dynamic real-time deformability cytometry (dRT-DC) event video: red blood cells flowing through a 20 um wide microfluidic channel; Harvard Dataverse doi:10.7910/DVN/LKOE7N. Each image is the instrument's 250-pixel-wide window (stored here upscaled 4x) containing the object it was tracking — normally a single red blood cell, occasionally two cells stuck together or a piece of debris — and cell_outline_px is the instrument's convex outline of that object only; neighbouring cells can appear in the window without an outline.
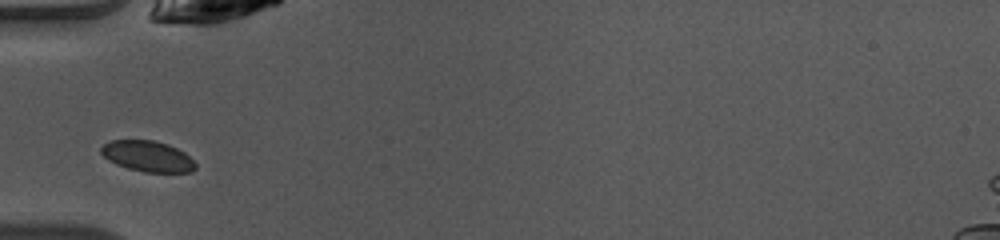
{"species": "common noctule bat (a hibernating species)", "species_latin": "Nyctalus noctula", "temperature_condition": "warm", "stored_images_in_passage": 34, "camera_frame_rate_fps": 3000, "um_per_image_px": 0.085, "animal": {"sex": "female", "body_mass_g": 10.0, "forearm_length_mm": 53.1}, "frame": {"image": 1, "passage_image": 1, "time_ms": 0.0, "image_size_px": [1000, 240], "cell_outline_px": [[196, 168], [192, 172], [144, 172], [128, 168], [116, 164], [108, 160], [100, 152], [100, 148], [104, 144], [112, 140], [152, 140], [168, 144], [184, 152], [196, 164]], "centroid_in_image_um": [12.54, 13.28], "position_along_channel_um": 72.5, "area_um2": 16.88}}
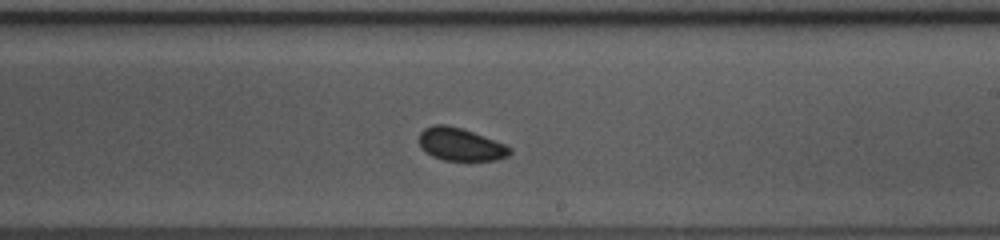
{"frame": {"image": 2, "passage_image": 14, "time_ms": 4.333, "image_size_px": [1000, 240], "cell_outline_px": [[512, 152], [508, 156], [496, 160], [444, 160], [432, 156], [424, 152], [420, 148], [420, 132], [424, 128], [436, 124], [444, 124], [460, 128], [472, 132], [504, 144], [512, 148]], "centroid_in_image_um": [39.12, 12.28], "position_along_channel_um": 249.9, "area_um2": 17.17}}
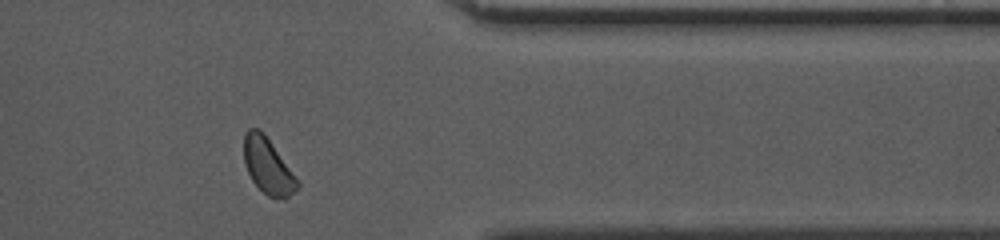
{"frame": {"image": 3, "passage_image": 25, "time_ms": 8.0, "image_size_px": [1000, 240], "cell_outline_px": [[300, 184], [284, 200], [268, 196], [252, 180], [244, 164], [244, 132], [248, 128], [260, 128], [264, 132], [300, 180]], "centroid_in_image_um": [22.78, 14.07], "position_along_channel_um": 388.6, "area_um2": 17.57}}